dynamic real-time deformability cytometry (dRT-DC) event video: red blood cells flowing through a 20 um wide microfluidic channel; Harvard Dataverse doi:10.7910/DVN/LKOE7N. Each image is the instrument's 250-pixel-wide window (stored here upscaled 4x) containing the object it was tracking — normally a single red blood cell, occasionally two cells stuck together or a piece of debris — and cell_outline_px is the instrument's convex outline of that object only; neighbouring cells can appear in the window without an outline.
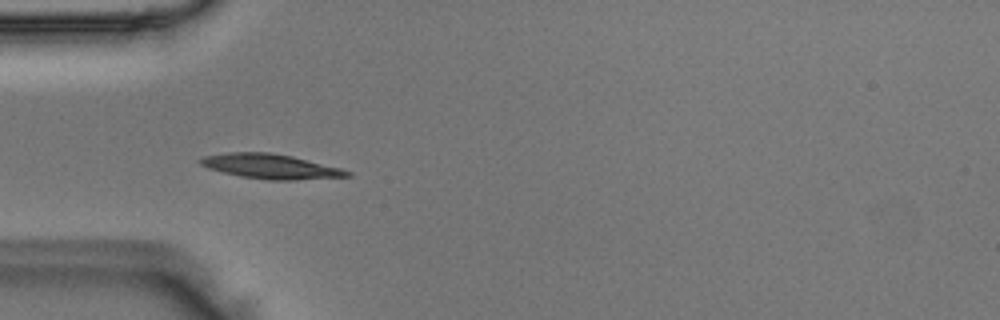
{"species": "Egyptian fruit bat (a non-hibernating species)", "species_latin": "Rousettus aegyptiacus", "temperature_condition": "room temperature", "stored_images_in_passage": 37, "camera_frame_rate_fps": 3000, "um_per_image_px": 0.085, "animal": {"sex": "male"}, "frame": {"image": 1, "passage_image": 1, "time_ms": 0.0, "image_size_px": [1000, 320], "cell_outline_px": [[352, 176], [292, 180], [268, 180], [240, 176], [208, 168], [200, 164], [196, 160], [204, 156], [228, 152], [268, 152], [292, 156], [340, 168], [352, 172]], "centroid_in_image_um": [22.98, 14.14], "position_along_channel_um": 62.0, "area_um2": 21.04}}
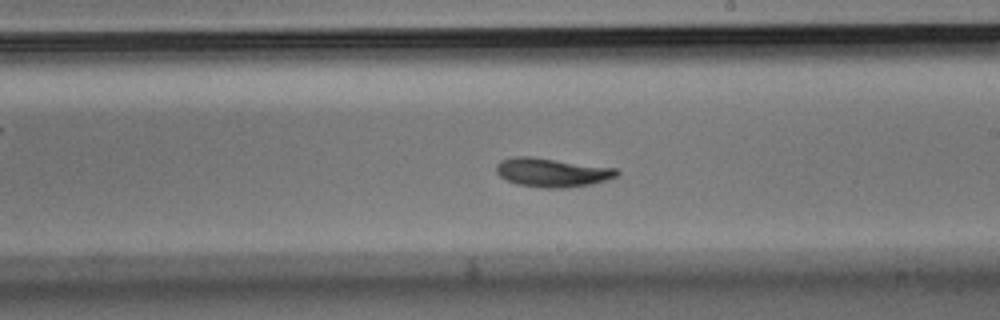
{"frame": {"image": 2, "passage_image": 15, "time_ms": 4.667, "image_size_px": [1000, 320], "cell_outline_px": [[620, 172], [616, 176], [592, 184], [568, 188], [540, 188], [516, 184], [500, 176], [496, 172], [496, 164], [500, 160], [516, 156], [528, 156], [616, 168]], "centroid_in_image_um": [46.89, 14.66], "position_along_channel_um": 242.1, "area_um2": 20.23}}
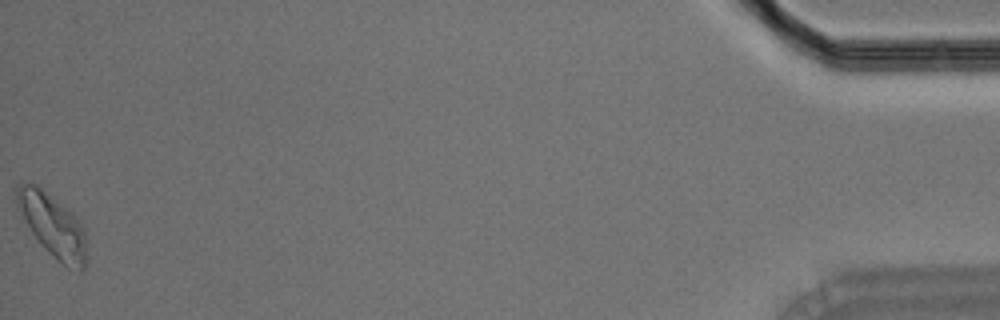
{"frame": {"image": 3, "passage_image": 37, "time_ms": 12.0, "image_size_px": [1000, 320], "cell_outline_px": [[84, 268], [80, 272], [68, 268], [60, 264], [44, 248], [32, 232], [16, 208], [16, 188], [20, 184], [28, 180], [36, 184], [72, 212], [84, 228]], "centroid_in_image_um": [4.43, 19.14], "position_along_channel_um": 430.8, "area_um2": 25.43}}